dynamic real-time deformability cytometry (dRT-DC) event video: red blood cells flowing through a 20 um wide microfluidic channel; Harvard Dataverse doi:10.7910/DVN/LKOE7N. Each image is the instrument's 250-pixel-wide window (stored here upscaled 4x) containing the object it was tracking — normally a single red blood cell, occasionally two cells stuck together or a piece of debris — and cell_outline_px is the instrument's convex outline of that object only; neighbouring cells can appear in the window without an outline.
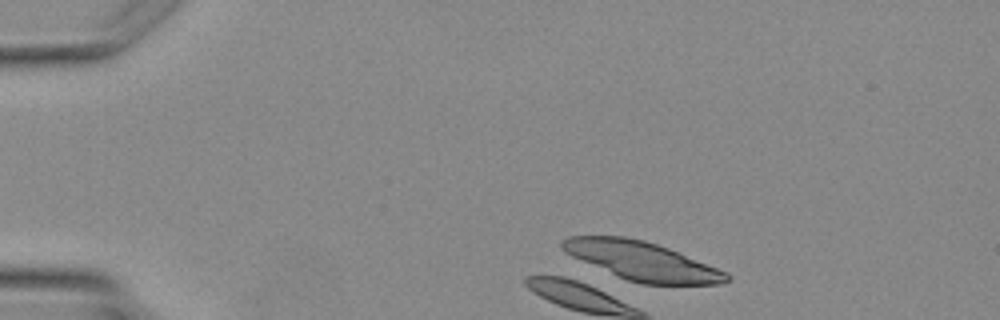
{"species": "Egyptian fruit bat (a non-hibernating species)", "species_latin": "Rousettus aegyptiacus", "temperature_condition": "warm", "stored_images_in_passage": 3, "camera_frame_rate_fps": 3000, "um_per_image_px": 0.085, "animal": {"sex": "female"}, "frame": {"image": 1, "passage_image": 1, "time_ms": 0.0, "image_size_px": [1000, 320], "cell_outline_px": [[732, 276], [728, 280], [720, 284], [640, 284], [628, 280], [572, 256], [564, 252], [560, 244], [560, 240], [568, 236], [624, 236], [644, 240], [668, 248], [728, 272]], "centroid_in_image_um": [54.57, 22.17], "position_along_channel_um": 30.4, "area_um2": 36.65}}
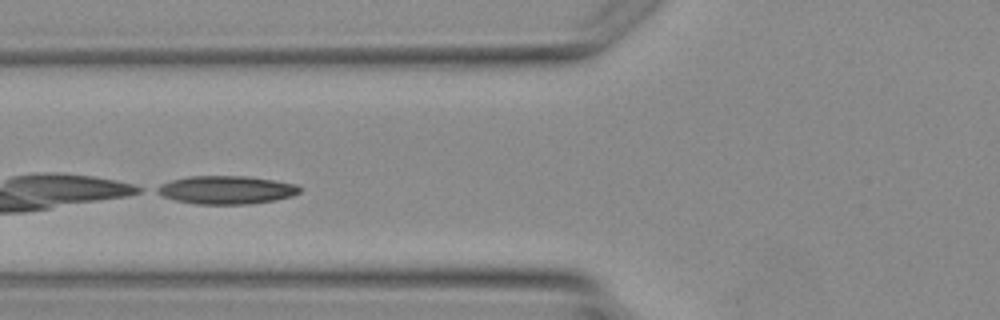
{"frame": {"image": 2, "passage_image": 3, "time_ms": 3.0, "image_size_px": [1000, 320], "cell_outline_px": [[300, 192], [292, 196], [276, 200], [248, 204], [196, 204], [176, 200], [164, 196], [156, 192], [152, 188], [160, 184], [172, 180], [188, 176], [248, 176], [296, 184], [300, 188]], "centroid_in_image_um": [19.21, 16.14], "position_along_channel_um": 106.6, "area_um2": 23.47}}